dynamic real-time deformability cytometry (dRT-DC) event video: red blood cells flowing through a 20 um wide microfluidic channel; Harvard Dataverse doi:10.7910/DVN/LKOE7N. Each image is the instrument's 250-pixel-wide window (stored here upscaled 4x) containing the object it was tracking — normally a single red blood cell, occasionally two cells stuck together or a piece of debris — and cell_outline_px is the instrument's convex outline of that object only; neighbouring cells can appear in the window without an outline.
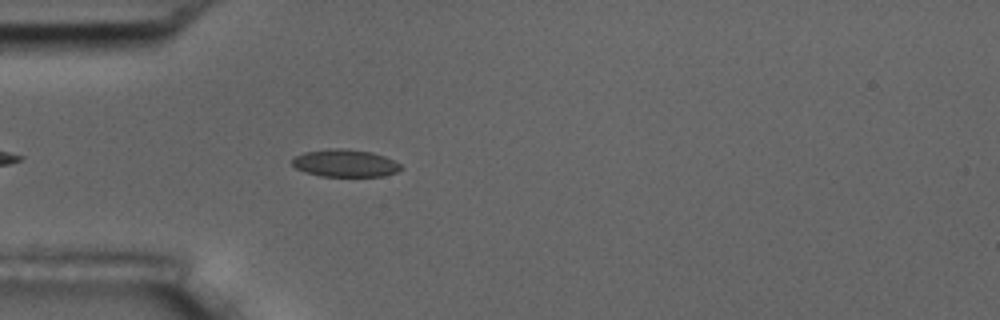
{"species": "common noctule bat (a hibernating species)", "species_latin": "Nyctalus noctula", "temperature_condition": "room temperature", "stored_images_in_passage": 5, "camera_frame_rate_fps": 3000, "um_per_image_px": 0.085, "animal": {"sex": "male", "body_mass_g": 17.5, "forearm_length_mm": 52.3}, "frame": {"image": 1, "passage_image": 5, "time_ms": 1.333, "image_size_px": [1000, 320], "cell_outline_px": [[404, 168], [396, 172], [384, 176], [320, 176], [304, 172], [296, 168], [292, 164], [292, 160], [296, 156], [304, 152], [328, 148], [340, 148], [372, 152], [384, 156], [400, 164]], "centroid_in_image_um": [29.33, 13.87], "position_along_channel_um": 55.7, "area_um2": 17.4}}